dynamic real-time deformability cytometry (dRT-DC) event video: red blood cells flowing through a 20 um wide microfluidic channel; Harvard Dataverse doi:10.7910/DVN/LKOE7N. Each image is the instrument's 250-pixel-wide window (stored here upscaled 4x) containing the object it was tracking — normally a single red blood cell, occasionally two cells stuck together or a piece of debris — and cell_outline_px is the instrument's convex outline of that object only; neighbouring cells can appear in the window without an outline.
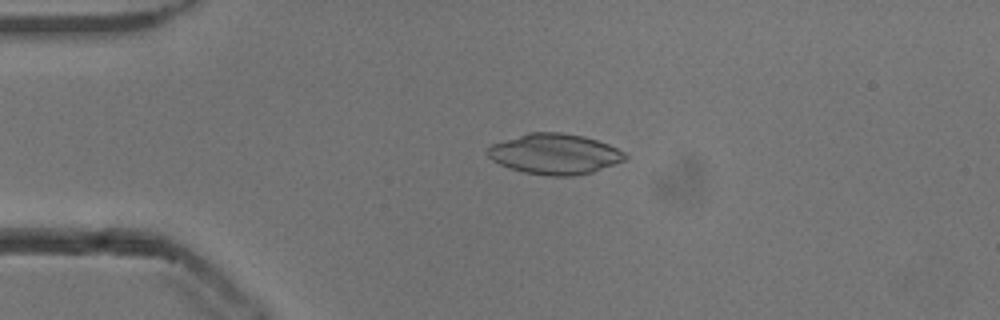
{"species": "common noctule bat (a hibernating species)", "species_latin": "Nyctalus noctula", "temperature_condition": "cold", "stored_images_in_passage": 38, "camera_frame_rate_fps": 3000, "um_per_image_px": 0.085, "animal": {"sex": "male", "body_mass_g": 13.3}, "frame": {"image": 1, "passage_image": 3, "time_ms": 0.667, "image_size_px": [1000, 320], "cell_outline_px": [[628, 156], [624, 160], [592, 172], [572, 176], [548, 176], [524, 172], [500, 164], [492, 160], [488, 156], [488, 148], [492, 144], [528, 132], [560, 132], [584, 136], [608, 144], [624, 152]], "centroid_in_image_um": [47.15, 13.08], "position_along_channel_um": 37.9, "area_um2": 32.14}}
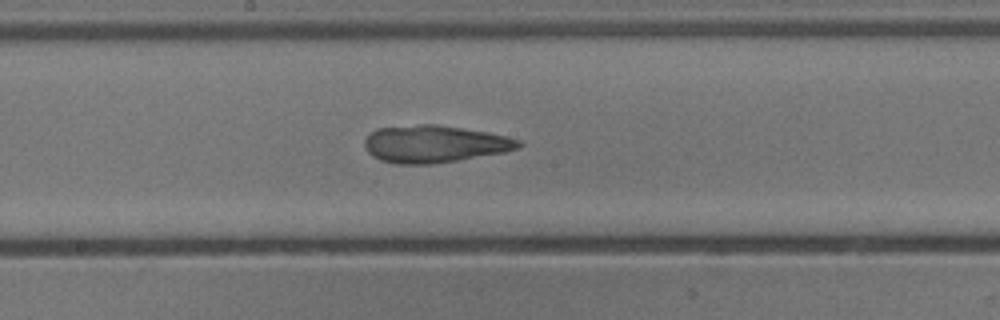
{"frame": {"image": 2, "passage_image": 19, "time_ms": 6.0, "image_size_px": [1000, 320], "cell_outline_px": [[524, 144], [520, 148], [504, 152], [432, 164], [396, 164], [380, 160], [372, 156], [368, 152], [364, 144], [364, 140], [376, 128], [420, 124], [436, 124], [488, 132], [520, 140]], "centroid_in_image_um": [36.92, 12.23], "position_along_channel_um": 211.3, "area_um2": 33.35}}
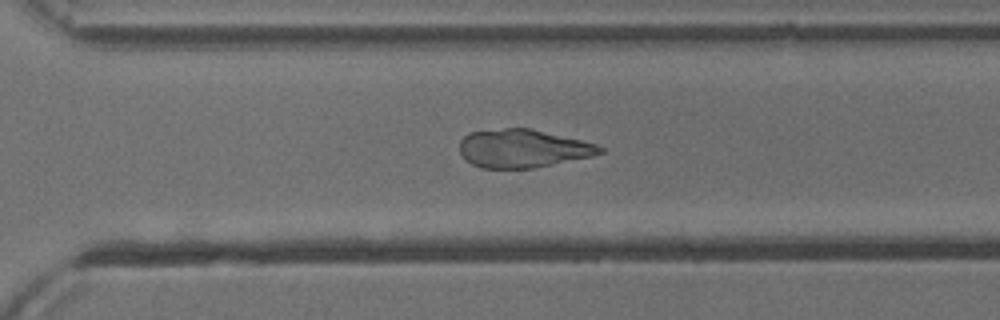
{"frame": {"image": 3, "passage_image": 28, "time_ms": 9.0, "image_size_px": [1000, 320], "cell_outline_px": [[604, 152], [592, 156], [532, 168], [480, 168], [464, 160], [460, 152], [460, 140], [468, 132], [504, 128], [532, 128], [596, 144], [604, 148]], "centroid_in_image_um": [44.4, 12.61], "position_along_channel_um": 326.2, "area_um2": 31.27}}